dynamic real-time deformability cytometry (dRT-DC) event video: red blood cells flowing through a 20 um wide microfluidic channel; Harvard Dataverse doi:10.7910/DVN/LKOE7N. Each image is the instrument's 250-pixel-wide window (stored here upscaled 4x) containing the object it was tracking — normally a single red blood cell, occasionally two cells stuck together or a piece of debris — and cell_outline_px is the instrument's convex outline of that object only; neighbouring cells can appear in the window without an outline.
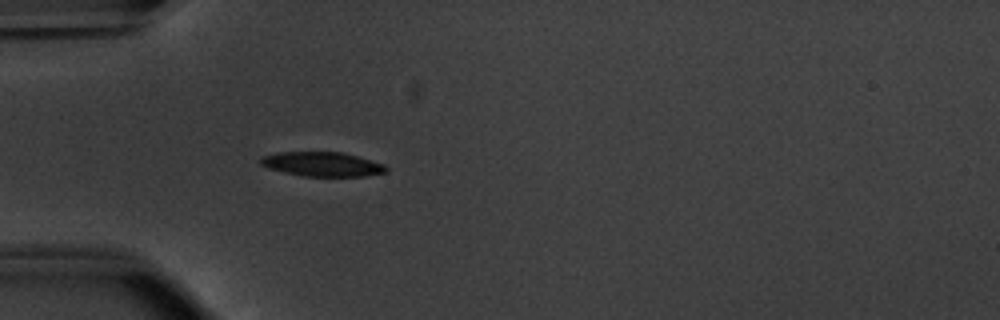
{"species": "common noctule bat (a hibernating species)", "species_latin": "Nyctalus noctula", "temperature_condition": "warm", "stored_images_in_passage": 38, "camera_frame_rate_fps": 3000, "um_per_image_px": 0.085, "animal": {"sex": "male", "body_mass_g": 20.1, "forearm_length_mm": 53.5}, "frame": {"image": 1, "passage_image": 1, "time_ms": 0.0, "image_size_px": [1000, 320], "cell_outline_px": [[388, 172], [364, 176], [304, 176], [284, 172], [268, 168], [260, 164], [260, 160], [264, 156], [276, 152], [344, 152], [384, 164], [388, 168]], "centroid_in_image_um": [27.41, 13.95], "position_along_channel_um": 57.6, "area_um2": 17.8}}
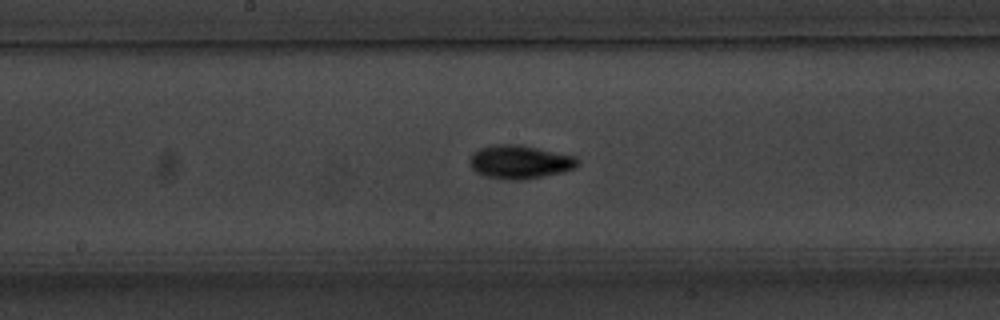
{"frame": {"image": 2, "passage_image": 13, "time_ms": 4.0, "image_size_px": [1000, 320], "cell_outline_px": [[580, 164], [576, 168], [564, 172], [524, 180], [504, 180], [484, 176], [476, 172], [468, 164], [472, 156], [480, 148], [496, 144], [520, 144], [576, 156], [580, 160]], "centroid_in_image_um": [44.23, 13.78], "position_along_channel_um": 204.0, "area_um2": 21.39}}
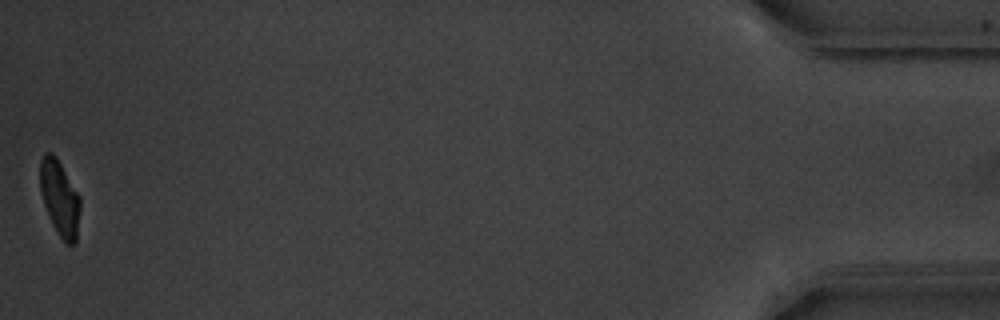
{"frame": {"image": 3, "passage_image": 38, "time_ms": 12.333, "image_size_px": [1000, 320], "cell_outline_px": [[80, 208], [76, 244], [68, 244], [60, 236], [52, 224], [48, 216], [44, 204], [40, 188], [40, 160], [44, 152], [52, 152], [56, 156], [80, 196]], "centroid_in_image_um": [5.07, 16.81], "position_along_channel_um": 430.1, "area_um2": 17.63}, "authors_computed_cell_mechanics": {"area_um2": 18.8428, "velocity_mm_per_s": 3.7971, "shape_relaxation_time_tau1_ms": 2.4841, "shape_relaxation_time_tau2_ms": 2.5446, "deformation_change_tau1": 0.1336, "deformation_change_tau2": 0.0674}}